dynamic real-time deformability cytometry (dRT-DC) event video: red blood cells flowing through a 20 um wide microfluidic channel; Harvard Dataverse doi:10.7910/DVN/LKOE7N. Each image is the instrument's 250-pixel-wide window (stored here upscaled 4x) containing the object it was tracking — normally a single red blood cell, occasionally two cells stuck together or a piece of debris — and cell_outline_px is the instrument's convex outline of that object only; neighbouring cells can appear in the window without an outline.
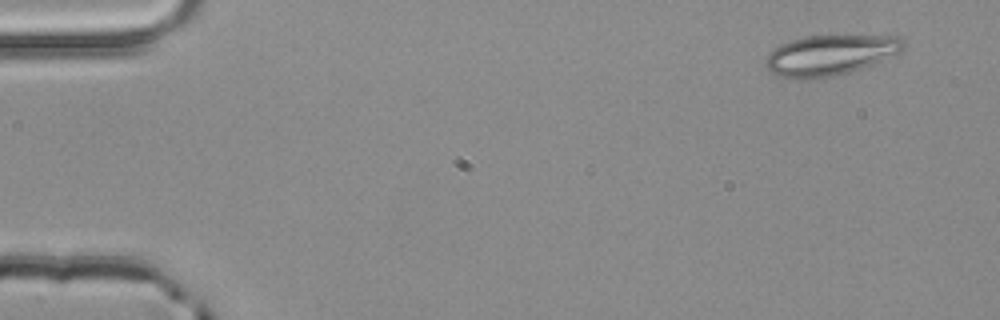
{"species": "common noctule bat (a hibernating species)", "species_latin": "Nyctalus noctula", "temperature_condition": "room temperature", "stored_images_in_passage": 5, "camera_frame_rate_fps": 3000, "um_per_image_px": 0.085, "animal": {"sex": "male", "body_mass_g": 20.4}, "frame": {"image": 1, "passage_image": 5, "time_ms": 1.333, "image_size_px": [1000, 320], "cell_outline_px": [[904, 48], [900, 52], [872, 64], [836, 76], [808, 80], [788, 80], [772, 72], [764, 64], [764, 60], [768, 52], [780, 44], [804, 36], [828, 32], [900, 36], [904, 40]], "centroid_in_image_um": [70.55, 4.63], "position_along_channel_um": 14.5, "area_um2": 34.04}}